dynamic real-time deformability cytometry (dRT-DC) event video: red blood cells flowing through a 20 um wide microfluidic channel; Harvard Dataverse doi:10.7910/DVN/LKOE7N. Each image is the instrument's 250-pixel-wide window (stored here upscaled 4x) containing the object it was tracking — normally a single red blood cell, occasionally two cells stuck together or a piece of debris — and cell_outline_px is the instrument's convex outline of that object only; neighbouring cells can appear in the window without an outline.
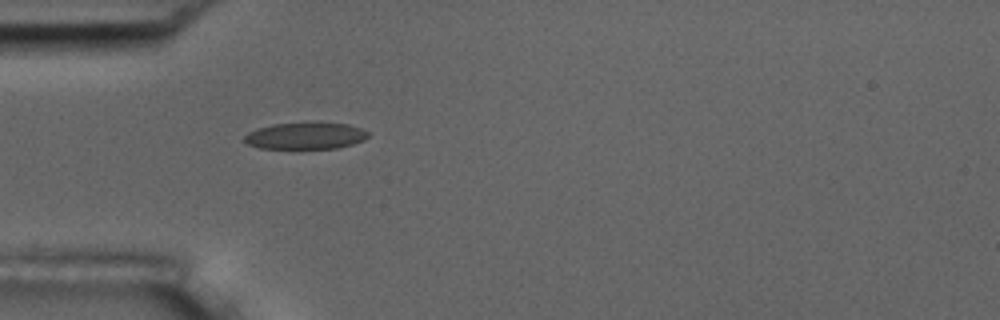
{"species": "common noctule bat (a hibernating species)", "species_latin": "Nyctalus noctula", "temperature_condition": "room temperature", "stored_images_in_passage": 5, "camera_frame_rate_fps": 3000, "um_per_image_px": 0.085, "animal": {"sex": "male", "body_mass_g": 17.5, "forearm_length_mm": 52.3}, "frame": {"image": 1, "passage_image": 5, "time_ms": 4.667, "image_size_px": [1000, 320], "cell_outline_px": [[368, 136], [364, 140], [352, 144], [336, 148], [260, 148], [248, 144], [244, 140], [244, 136], [248, 132], [256, 128], [272, 124], [312, 120], [316, 120], [348, 124], [360, 128], [368, 132]], "centroid_in_image_um": [25.97, 11.49], "position_along_channel_um": 59.0, "area_um2": 19.88}}